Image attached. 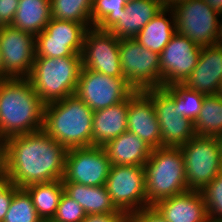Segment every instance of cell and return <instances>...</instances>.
Segmentation results:
<instances>
[{
	"mask_svg": "<svg viewBox=\"0 0 222 222\" xmlns=\"http://www.w3.org/2000/svg\"><path fill=\"white\" fill-rule=\"evenodd\" d=\"M66 153L43 129L12 136L6 139L5 173L18 188L62 180Z\"/></svg>",
	"mask_w": 222,
	"mask_h": 222,
	"instance_id": "obj_1",
	"label": "cell"
},
{
	"mask_svg": "<svg viewBox=\"0 0 222 222\" xmlns=\"http://www.w3.org/2000/svg\"><path fill=\"white\" fill-rule=\"evenodd\" d=\"M45 104L28 78L0 82V136L9 137L43 129Z\"/></svg>",
	"mask_w": 222,
	"mask_h": 222,
	"instance_id": "obj_2",
	"label": "cell"
},
{
	"mask_svg": "<svg viewBox=\"0 0 222 222\" xmlns=\"http://www.w3.org/2000/svg\"><path fill=\"white\" fill-rule=\"evenodd\" d=\"M93 112L71 95L45 105L43 130L67 150L92 146Z\"/></svg>",
	"mask_w": 222,
	"mask_h": 222,
	"instance_id": "obj_3",
	"label": "cell"
},
{
	"mask_svg": "<svg viewBox=\"0 0 222 222\" xmlns=\"http://www.w3.org/2000/svg\"><path fill=\"white\" fill-rule=\"evenodd\" d=\"M82 68V54L60 58L35 57L28 79L46 105L75 95Z\"/></svg>",
	"mask_w": 222,
	"mask_h": 222,
	"instance_id": "obj_4",
	"label": "cell"
},
{
	"mask_svg": "<svg viewBox=\"0 0 222 222\" xmlns=\"http://www.w3.org/2000/svg\"><path fill=\"white\" fill-rule=\"evenodd\" d=\"M148 207L158 201L189 191L183 152L180 147H159L143 165Z\"/></svg>",
	"mask_w": 222,
	"mask_h": 222,
	"instance_id": "obj_5",
	"label": "cell"
},
{
	"mask_svg": "<svg viewBox=\"0 0 222 222\" xmlns=\"http://www.w3.org/2000/svg\"><path fill=\"white\" fill-rule=\"evenodd\" d=\"M189 190L201 191L222 171L219 137L194 136L180 147Z\"/></svg>",
	"mask_w": 222,
	"mask_h": 222,
	"instance_id": "obj_6",
	"label": "cell"
},
{
	"mask_svg": "<svg viewBox=\"0 0 222 222\" xmlns=\"http://www.w3.org/2000/svg\"><path fill=\"white\" fill-rule=\"evenodd\" d=\"M119 57L124 78L135 91L162 87L160 55L132 39H120Z\"/></svg>",
	"mask_w": 222,
	"mask_h": 222,
	"instance_id": "obj_7",
	"label": "cell"
},
{
	"mask_svg": "<svg viewBox=\"0 0 222 222\" xmlns=\"http://www.w3.org/2000/svg\"><path fill=\"white\" fill-rule=\"evenodd\" d=\"M171 9L178 34L201 47L216 45L220 14L203 0H183Z\"/></svg>",
	"mask_w": 222,
	"mask_h": 222,
	"instance_id": "obj_8",
	"label": "cell"
},
{
	"mask_svg": "<svg viewBox=\"0 0 222 222\" xmlns=\"http://www.w3.org/2000/svg\"><path fill=\"white\" fill-rule=\"evenodd\" d=\"M105 187L112 202L123 214L148 207L143 166L111 165Z\"/></svg>",
	"mask_w": 222,
	"mask_h": 222,
	"instance_id": "obj_9",
	"label": "cell"
},
{
	"mask_svg": "<svg viewBox=\"0 0 222 222\" xmlns=\"http://www.w3.org/2000/svg\"><path fill=\"white\" fill-rule=\"evenodd\" d=\"M134 92L125 78L107 76L82 68L75 95L96 111L119 104Z\"/></svg>",
	"mask_w": 222,
	"mask_h": 222,
	"instance_id": "obj_10",
	"label": "cell"
},
{
	"mask_svg": "<svg viewBox=\"0 0 222 222\" xmlns=\"http://www.w3.org/2000/svg\"><path fill=\"white\" fill-rule=\"evenodd\" d=\"M87 30L84 24L51 18L45 29L35 36V57L82 54Z\"/></svg>",
	"mask_w": 222,
	"mask_h": 222,
	"instance_id": "obj_11",
	"label": "cell"
},
{
	"mask_svg": "<svg viewBox=\"0 0 222 222\" xmlns=\"http://www.w3.org/2000/svg\"><path fill=\"white\" fill-rule=\"evenodd\" d=\"M110 168V160L101 146L68 149L62 182L104 186Z\"/></svg>",
	"mask_w": 222,
	"mask_h": 222,
	"instance_id": "obj_12",
	"label": "cell"
},
{
	"mask_svg": "<svg viewBox=\"0 0 222 222\" xmlns=\"http://www.w3.org/2000/svg\"><path fill=\"white\" fill-rule=\"evenodd\" d=\"M152 98L163 147H181L196 136L194 122L181 115L174 98L163 88L145 90Z\"/></svg>",
	"mask_w": 222,
	"mask_h": 222,
	"instance_id": "obj_13",
	"label": "cell"
},
{
	"mask_svg": "<svg viewBox=\"0 0 222 222\" xmlns=\"http://www.w3.org/2000/svg\"><path fill=\"white\" fill-rule=\"evenodd\" d=\"M0 56L8 78H29L35 60V36L12 26H1Z\"/></svg>",
	"mask_w": 222,
	"mask_h": 222,
	"instance_id": "obj_14",
	"label": "cell"
},
{
	"mask_svg": "<svg viewBox=\"0 0 222 222\" xmlns=\"http://www.w3.org/2000/svg\"><path fill=\"white\" fill-rule=\"evenodd\" d=\"M120 39L108 31L92 27L86 31L82 50L83 68L124 78L119 57Z\"/></svg>",
	"mask_w": 222,
	"mask_h": 222,
	"instance_id": "obj_15",
	"label": "cell"
},
{
	"mask_svg": "<svg viewBox=\"0 0 222 222\" xmlns=\"http://www.w3.org/2000/svg\"><path fill=\"white\" fill-rule=\"evenodd\" d=\"M202 47L177 32L160 54L162 87L183 84L197 65Z\"/></svg>",
	"mask_w": 222,
	"mask_h": 222,
	"instance_id": "obj_16",
	"label": "cell"
},
{
	"mask_svg": "<svg viewBox=\"0 0 222 222\" xmlns=\"http://www.w3.org/2000/svg\"><path fill=\"white\" fill-rule=\"evenodd\" d=\"M127 130L150 147H162L160 124L152 98L145 91H135L128 98Z\"/></svg>",
	"mask_w": 222,
	"mask_h": 222,
	"instance_id": "obj_17",
	"label": "cell"
},
{
	"mask_svg": "<svg viewBox=\"0 0 222 222\" xmlns=\"http://www.w3.org/2000/svg\"><path fill=\"white\" fill-rule=\"evenodd\" d=\"M221 81L222 46H203L196 67L183 85L204 95H215L218 94Z\"/></svg>",
	"mask_w": 222,
	"mask_h": 222,
	"instance_id": "obj_18",
	"label": "cell"
},
{
	"mask_svg": "<svg viewBox=\"0 0 222 222\" xmlns=\"http://www.w3.org/2000/svg\"><path fill=\"white\" fill-rule=\"evenodd\" d=\"M153 207L167 222H210L200 191L189 190L160 200Z\"/></svg>",
	"mask_w": 222,
	"mask_h": 222,
	"instance_id": "obj_19",
	"label": "cell"
},
{
	"mask_svg": "<svg viewBox=\"0 0 222 222\" xmlns=\"http://www.w3.org/2000/svg\"><path fill=\"white\" fill-rule=\"evenodd\" d=\"M163 8L159 0L129 1L108 32L118 39H133Z\"/></svg>",
	"mask_w": 222,
	"mask_h": 222,
	"instance_id": "obj_20",
	"label": "cell"
},
{
	"mask_svg": "<svg viewBox=\"0 0 222 222\" xmlns=\"http://www.w3.org/2000/svg\"><path fill=\"white\" fill-rule=\"evenodd\" d=\"M102 147L105 149L111 165L125 166H143L149 159L153 149L135 133L128 130L108 141Z\"/></svg>",
	"mask_w": 222,
	"mask_h": 222,
	"instance_id": "obj_21",
	"label": "cell"
},
{
	"mask_svg": "<svg viewBox=\"0 0 222 222\" xmlns=\"http://www.w3.org/2000/svg\"><path fill=\"white\" fill-rule=\"evenodd\" d=\"M128 99L93 112L92 146H104L127 131Z\"/></svg>",
	"mask_w": 222,
	"mask_h": 222,
	"instance_id": "obj_22",
	"label": "cell"
},
{
	"mask_svg": "<svg viewBox=\"0 0 222 222\" xmlns=\"http://www.w3.org/2000/svg\"><path fill=\"white\" fill-rule=\"evenodd\" d=\"M64 192L78 202L87 215L122 213L111 200L104 186H87L74 182H63Z\"/></svg>",
	"mask_w": 222,
	"mask_h": 222,
	"instance_id": "obj_23",
	"label": "cell"
},
{
	"mask_svg": "<svg viewBox=\"0 0 222 222\" xmlns=\"http://www.w3.org/2000/svg\"><path fill=\"white\" fill-rule=\"evenodd\" d=\"M167 15L170 18H167ZM175 33L176 25L173 11L171 8L164 7L142 28L134 39L145 48L160 55Z\"/></svg>",
	"mask_w": 222,
	"mask_h": 222,
	"instance_id": "obj_24",
	"label": "cell"
},
{
	"mask_svg": "<svg viewBox=\"0 0 222 222\" xmlns=\"http://www.w3.org/2000/svg\"><path fill=\"white\" fill-rule=\"evenodd\" d=\"M50 20V0H19L11 26L36 36L45 29Z\"/></svg>",
	"mask_w": 222,
	"mask_h": 222,
	"instance_id": "obj_25",
	"label": "cell"
},
{
	"mask_svg": "<svg viewBox=\"0 0 222 222\" xmlns=\"http://www.w3.org/2000/svg\"><path fill=\"white\" fill-rule=\"evenodd\" d=\"M32 198L33 205L41 219H52L64 193L62 180L48 183H34L24 188Z\"/></svg>",
	"mask_w": 222,
	"mask_h": 222,
	"instance_id": "obj_26",
	"label": "cell"
},
{
	"mask_svg": "<svg viewBox=\"0 0 222 222\" xmlns=\"http://www.w3.org/2000/svg\"><path fill=\"white\" fill-rule=\"evenodd\" d=\"M194 129L197 136L219 137L222 134V98L218 94L204 96Z\"/></svg>",
	"mask_w": 222,
	"mask_h": 222,
	"instance_id": "obj_27",
	"label": "cell"
},
{
	"mask_svg": "<svg viewBox=\"0 0 222 222\" xmlns=\"http://www.w3.org/2000/svg\"><path fill=\"white\" fill-rule=\"evenodd\" d=\"M51 18L75 21L92 28L91 11L93 0H50Z\"/></svg>",
	"mask_w": 222,
	"mask_h": 222,
	"instance_id": "obj_28",
	"label": "cell"
},
{
	"mask_svg": "<svg viewBox=\"0 0 222 222\" xmlns=\"http://www.w3.org/2000/svg\"><path fill=\"white\" fill-rule=\"evenodd\" d=\"M175 100L181 115L195 122L202 109L204 94L188 89L183 84L163 87Z\"/></svg>",
	"mask_w": 222,
	"mask_h": 222,
	"instance_id": "obj_29",
	"label": "cell"
},
{
	"mask_svg": "<svg viewBox=\"0 0 222 222\" xmlns=\"http://www.w3.org/2000/svg\"><path fill=\"white\" fill-rule=\"evenodd\" d=\"M126 0H93L91 24L102 31H108L124 12Z\"/></svg>",
	"mask_w": 222,
	"mask_h": 222,
	"instance_id": "obj_30",
	"label": "cell"
},
{
	"mask_svg": "<svg viewBox=\"0 0 222 222\" xmlns=\"http://www.w3.org/2000/svg\"><path fill=\"white\" fill-rule=\"evenodd\" d=\"M40 220L31 196L24 188H20L13 195L9 210L2 222H39Z\"/></svg>",
	"mask_w": 222,
	"mask_h": 222,
	"instance_id": "obj_31",
	"label": "cell"
},
{
	"mask_svg": "<svg viewBox=\"0 0 222 222\" xmlns=\"http://www.w3.org/2000/svg\"><path fill=\"white\" fill-rule=\"evenodd\" d=\"M200 193L206 204L210 222L222 219V171Z\"/></svg>",
	"mask_w": 222,
	"mask_h": 222,
	"instance_id": "obj_32",
	"label": "cell"
},
{
	"mask_svg": "<svg viewBox=\"0 0 222 222\" xmlns=\"http://www.w3.org/2000/svg\"><path fill=\"white\" fill-rule=\"evenodd\" d=\"M86 213L78 202L69 197L65 192L62 194L55 216V222H81Z\"/></svg>",
	"mask_w": 222,
	"mask_h": 222,
	"instance_id": "obj_33",
	"label": "cell"
},
{
	"mask_svg": "<svg viewBox=\"0 0 222 222\" xmlns=\"http://www.w3.org/2000/svg\"><path fill=\"white\" fill-rule=\"evenodd\" d=\"M19 0H0V27L11 26Z\"/></svg>",
	"mask_w": 222,
	"mask_h": 222,
	"instance_id": "obj_34",
	"label": "cell"
},
{
	"mask_svg": "<svg viewBox=\"0 0 222 222\" xmlns=\"http://www.w3.org/2000/svg\"><path fill=\"white\" fill-rule=\"evenodd\" d=\"M132 215L135 222H167L153 206L138 210Z\"/></svg>",
	"mask_w": 222,
	"mask_h": 222,
	"instance_id": "obj_35",
	"label": "cell"
},
{
	"mask_svg": "<svg viewBox=\"0 0 222 222\" xmlns=\"http://www.w3.org/2000/svg\"><path fill=\"white\" fill-rule=\"evenodd\" d=\"M14 184H10L1 194H0V222L5 218L6 213L9 210L10 203L12 201L13 195L19 190Z\"/></svg>",
	"mask_w": 222,
	"mask_h": 222,
	"instance_id": "obj_36",
	"label": "cell"
},
{
	"mask_svg": "<svg viewBox=\"0 0 222 222\" xmlns=\"http://www.w3.org/2000/svg\"><path fill=\"white\" fill-rule=\"evenodd\" d=\"M123 213H103V214H91L81 222H117Z\"/></svg>",
	"mask_w": 222,
	"mask_h": 222,
	"instance_id": "obj_37",
	"label": "cell"
},
{
	"mask_svg": "<svg viewBox=\"0 0 222 222\" xmlns=\"http://www.w3.org/2000/svg\"><path fill=\"white\" fill-rule=\"evenodd\" d=\"M6 140L0 136V173L5 172Z\"/></svg>",
	"mask_w": 222,
	"mask_h": 222,
	"instance_id": "obj_38",
	"label": "cell"
},
{
	"mask_svg": "<svg viewBox=\"0 0 222 222\" xmlns=\"http://www.w3.org/2000/svg\"><path fill=\"white\" fill-rule=\"evenodd\" d=\"M208 6H210L218 14H222V0H203Z\"/></svg>",
	"mask_w": 222,
	"mask_h": 222,
	"instance_id": "obj_39",
	"label": "cell"
},
{
	"mask_svg": "<svg viewBox=\"0 0 222 222\" xmlns=\"http://www.w3.org/2000/svg\"><path fill=\"white\" fill-rule=\"evenodd\" d=\"M11 184L5 172L0 173V194Z\"/></svg>",
	"mask_w": 222,
	"mask_h": 222,
	"instance_id": "obj_40",
	"label": "cell"
},
{
	"mask_svg": "<svg viewBox=\"0 0 222 222\" xmlns=\"http://www.w3.org/2000/svg\"><path fill=\"white\" fill-rule=\"evenodd\" d=\"M221 19H219V26H218V35H217V42L216 44L222 46V14L220 15Z\"/></svg>",
	"mask_w": 222,
	"mask_h": 222,
	"instance_id": "obj_41",
	"label": "cell"
},
{
	"mask_svg": "<svg viewBox=\"0 0 222 222\" xmlns=\"http://www.w3.org/2000/svg\"><path fill=\"white\" fill-rule=\"evenodd\" d=\"M163 7L171 8L173 5L183 1V0H159Z\"/></svg>",
	"mask_w": 222,
	"mask_h": 222,
	"instance_id": "obj_42",
	"label": "cell"
},
{
	"mask_svg": "<svg viewBox=\"0 0 222 222\" xmlns=\"http://www.w3.org/2000/svg\"><path fill=\"white\" fill-rule=\"evenodd\" d=\"M117 222H135V218L132 214H123Z\"/></svg>",
	"mask_w": 222,
	"mask_h": 222,
	"instance_id": "obj_43",
	"label": "cell"
},
{
	"mask_svg": "<svg viewBox=\"0 0 222 222\" xmlns=\"http://www.w3.org/2000/svg\"><path fill=\"white\" fill-rule=\"evenodd\" d=\"M6 79H9V78L4 73V69H3V65H2V61H1V56H0V82L4 81Z\"/></svg>",
	"mask_w": 222,
	"mask_h": 222,
	"instance_id": "obj_44",
	"label": "cell"
},
{
	"mask_svg": "<svg viewBox=\"0 0 222 222\" xmlns=\"http://www.w3.org/2000/svg\"><path fill=\"white\" fill-rule=\"evenodd\" d=\"M218 95L222 98V81L218 90Z\"/></svg>",
	"mask_w": 222,
	"mask_h": 222,
	"instance_id": "obj_45",
	"label": "cell"
},
{
	"mask_svg": "<svg viewBox=\"0 0 222 222\" xmlns=\"http://www.w3.org/2000/svg\"><path fill=\"white\" fill-rule=\"evenodd\" d=\"M39 222H55L53 219H41Z\"/></svg>",
	"mask_w": 222,
	"mask_h": 222,
	"instance_id": "obj_46",
	"label": "cell"
},
{
	"mask_svg": "<svg viewBox=\"0 0 222 222\" xmlns=\"http://www.w3.org/2000/svg\"><path fill=\"white\" fill-rule=\"evenodd\" d=\"M220 142H221V147H222V134L219 136Z\"/></svg>",
	"mask_w": 222,
	"mask_h": 222,
	"instance_id": "obj_47",
	"label": "cell"
},
{
	"mask_svg": "<svg viewBox=\"0 0 222 222\" xmlns=\"http://www.w3.org/2000/svg\"><path fill=\"white\" fill-rule=\"evenodd\" d=\"M213 222H222V219H220V220H216V221H213Z\"/></svg>",
	"mask_w": 222,
	"mask_h": 222,
	"instance_id": "obj_48",
	"label": "cell"
}]
</instances>
